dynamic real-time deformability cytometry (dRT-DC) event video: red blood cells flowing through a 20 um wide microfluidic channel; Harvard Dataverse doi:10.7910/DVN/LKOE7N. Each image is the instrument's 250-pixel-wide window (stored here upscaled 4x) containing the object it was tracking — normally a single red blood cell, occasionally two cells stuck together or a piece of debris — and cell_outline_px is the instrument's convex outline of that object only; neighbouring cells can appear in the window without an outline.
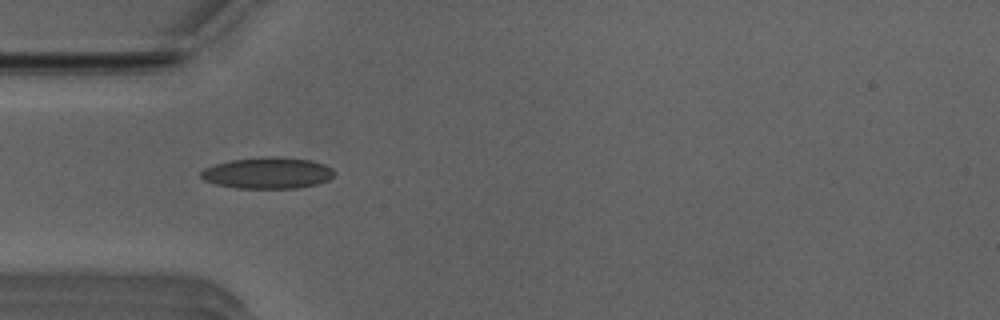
{"species": "Egyptian fruit bat (a non-hibernating species)", "species_latin": "Rousettus aegyptiacus", "temperature_condition": "room temperature", "stored_images_in_passage": 6, "camera_frame_rate_fps": 3000, "um_per_image_px": 0.085, "animal": {"sex": "male"}, "frame": {"image": 1, "passage_image": 3, "time_ms": 0.667, "image_size_px": [1000, 320], "cell_outline_px": [[336, 172], [328, 180], [316, 184], [300, 188], [236, 188], [216, 184], [204, 180], [200, 176], [200, 172], [204, 168], [216, 164], [232, 160], [268, 156], [276, 156], [312, 160], [324, 164], [332, 168]], "centroid_in_image_um": [22.77, 14.7], "position_along_channel_um": 62.2, "area_um2": 24.39}}